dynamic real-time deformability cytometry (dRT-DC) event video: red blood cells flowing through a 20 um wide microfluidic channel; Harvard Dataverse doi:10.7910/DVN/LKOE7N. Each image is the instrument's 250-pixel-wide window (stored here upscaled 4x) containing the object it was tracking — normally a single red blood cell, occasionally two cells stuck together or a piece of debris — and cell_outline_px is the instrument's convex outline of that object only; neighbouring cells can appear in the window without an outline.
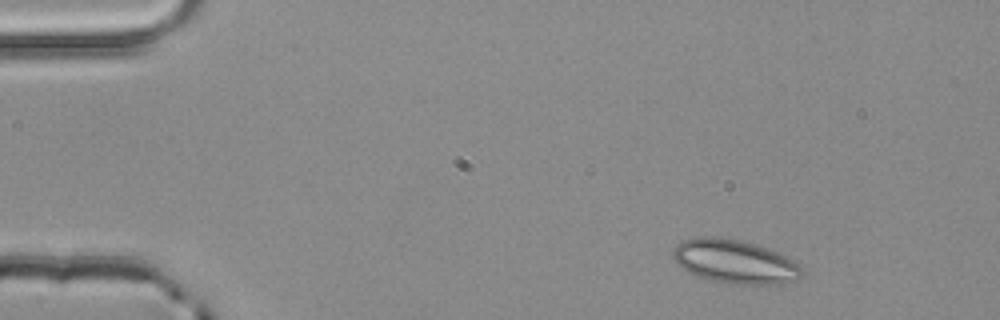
{"species": "common noctule bat (a hibernating species)", "species_latin": "Nyctalus noctula", "temperature_condition": "room temperature", "stored_images_in_passage": 3, "camera_frame_rate_fps": 3000, "um_per_image_px": 0.085, "animal": {"sex": "male", "body_mass_g": 20.4}, "frame": {"image": 1, "passage_image": 1, "time_ms": 0.0, "image_size_px": [1000, 320], "cell_outline_px": [[804, 272], [796, 280], [784, 284], [732, 284], [712, 280], [688, 272], [676, 264], [672, 260], [672, 252], [676, 244], [680, 240], [704, 236], [716, 236], [740, 240], [776, 252], [792, 260]], "centroid_in_image_um": [62.39, 22.23], "position_along_channel_um": 22.6, "area_um2": 32.71}}